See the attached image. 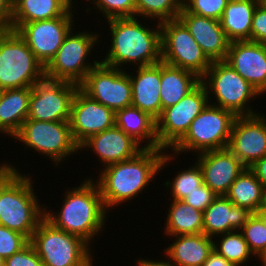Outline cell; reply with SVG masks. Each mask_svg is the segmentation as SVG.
Here are the masks:
<instances>
[{
	"instance_id": "cell-11",
	"label": "cell",
	"mask_w": 266,
	"mask_h": 266,
	"mask_svg": "<svg viewBox=\"0 0 266 266\" xmlns=\"http://www.w3.org/2000/svg\"><path fill=\"white\" fill-rule=\"evenodd\" d=\"M13 137L25 146L48 156L56 166L63 159L79 151L69 121L49 122L27 118Z\"/></svg>"
},
{
	"instance_id": "cell-42",
	"label": "cell",
	"mask_w": 266,
	"mask_h": 266,
	"mask_svg": "<svg viewBox=\"0 0 266 266\" xmlns=\"http://www.w3.org/2000/svg\"><path fill=\"white\" fill-rule=\"evenodd\" d=\"M13 0H0V32L12 30Z\"/></svg>"
},
{
	"instance_id": "cell-9",
	"label": "cell",
	"mask_w": 266,
	"mask_h": 266,
	"mask_svg": "<svg viewBox=\"0 0 266 266\" xmlns=\"http://www.w3.org/2000/svg\"><path fill=\"white\" fill-rule=\"evenodd\" d=\"M71 32L73 30L66 35L55 56L45 66V77L80 85L91 69L101 62L93 60V64L86 63L95 42L99 40V34L88 31H79L77 34Z\"/></svg>"
},
{
	"instance_id": "cell-5",
	"label": "cell",
	"mask_w": 266,
	"mask_h": 266,
	"mask_svg": "<svg viewBox=\"0 0 266 266\" xmlns=\"http://www.w3.org/2000/svg\"><path fill=\"white\" fill-rule=\"evenodd\" d=\"M30 243L44 266H92L89 245L81 238L56 228L45 217Z\"/></svg>"
},
{
	"instance_id": "cell-2",
	"label": "cell",
	"mask_w": 266,
	"mask_h": 266,
	"mask_svg": "<svg viewBox=\"0 0 266 266\" xmlns=\"http://www.w3.org/2000/svg\"><path fill=\"white\" fill-rule=\"evenodd\" d=\"M87 178L80 186L67 190L60 212L45 208L44 217L56 228L84 240L88 245L104 229L106 210L98 184ZM108 211V212H107Z\"/></svg>"
},
{
	"instance_id": "cell-41",
	"label": "cell",
	"mask_w": 266,
	"mask_h": 266,
	"mask_svg": "<svg viewBox=\"0 0 266 266\" xmlns=\"http://www.w3.org/2000/svg\"><path fill=\"white\" fill-rule=\"evenodd\" d=\"M251 41L266 45V9L258 5L251 24Z\"/></svg>"
},
{
	"instance_id": "cell-34",
	"label": "cell",
	"mask_w": 266,
	"mask_h": 266,
	"mask_svg": "<svg viewBox=\"0 0 266 266\" xmlns=\"http://www.w3.org/2000/svg\"><path fill=\"white\" fill-rule=\"evenodd\" d=\"M182 171V172H181ZM173 178L172 184L170 180L166 181L167 188H171L172 200H183L187 194L196 190V187L203 183V174L197 162L187 170H181Z\"/></svg>"
},
{
	"instance_id": "cell-35",
	"label": "cell",
	"mask_w": 266,
	"mask_h": 266,
	"mask_svg": "<svg viewBox=\"0 0 266 266\" xmlns=\"http://www.w3.org/2000/svg\"><path fill=\"white\" fill-rule=\"evenodd\" d=\"M239 231L254 257L260 258L266 251V227L262 221L253 213Z\"/></svg>"
},
{
	"instance_id": "cell-46",
	"label": "cell",
	"mask_w": 266,
	"mask_h": 266,
	"mask_svg": "<svg viewBox=\"0 0 266 266\" xmlns=\"http://www.w3.org/2000/svg\"><path fill=\"white\" fill-rule=\"evenodd\" d=\"M138 266H174L170 261L166 260V262L164 261H153V260H146V259H143V260H138L137 262Z\"/></svg>"
},
{
	"instance_id": "cell-30",
	"label": "cell",
	"mask_w": 266,
	"mask_h": 266,
	"mask_svg": "<svg viewBox=\"0 0 266 266\" xmlns=\"http://www.w3.org/2000/svg\"><path fill=\"white\" fill-rule=\"evenodd\" d=\"M166 217L165 234L178 236L203 233V212L182 200H171Z\"/></svg>"
},
{
	"instance_id": "cell-38",
	"label": "cell",
	"mask_w": 266,
	"mask_h": 266,
	"mask_svg": "<svg viewBox=\"0 0 266 266\" xmlns=\"http://www.w3.org/2000/svg\"><path fill=\"white\" fill-rule=\"evenodd\" d=\"M30 240L23 234L0 225V256L7 259L24 248Z\"/></svg>"
},
{
	"instance_id": "cell-27",
	"label": "cell",
	"mask_w": 266,
	"mask_h": 266,
	"mask_svg": "<svg viewBox=\"0 0 266 266\" xmlns=\"http://www.w3.org/2000/svg\"><path fill=\"white\" fill-rule=\"evenodd\" d=\"M72 0H13L12 23L73 17ZM73 11V12H72Z\"/></svg>"
},
{
	"instance_id": "cell-7",
	"label": "cell",
	"mask_w": 266,
	"mask_h": 266,
	"mask_svg": "<svg viewBox=\"0 0 266 266\" xmlns=\"http://www.w3.org/2000/svg\"><path fill=\"white\" fill-rule=\"evenodd\" d=\"M210 104L191 122L186 134L171 148L172 154L181 155L187 151L200 154L228 147L237 116L229 110Z\"/></svg>"
},
{
	"instance_id": "cell-22",
	"label": "cell",
	"mask_w": 266,
	"mask_h": 266,
	"mask_svg": "<svg viewBox=\"0 0 266 266\" xmlns=\"http://www.w3.org/2000/svg\"><path fill=\"white\" fill-rule=\"evenodd\" d=\"M253 213L234 205L226 196H217L203 212V234L214 237L240 230Z\"/></svg>"
},
{
	"instance_id": "cell-51",
	"label": "cell",
	"mask_w": 266,
	"mask_h": 266,
	"mask_svg": "<svg viewBox=\"0 0 266 266\" xmlns=\"http://www.w3.org/2000/svg\"><path fill=\"white\" fill-rule=\"evenodd\" d=\"M5 259L0 256V266H4Z\"/></svg>"
},
{
	"instance_id": "cell-15",
	"label": "cell",
	"mask_w": 266,
	"mask_h": 266,
	"mask_svg": "<svg viewBox=\"0 0 266 266\" xmlns=\"http://www.w3.org/2000/svg\"><path fill=\"white\" fill-rule=\"evenodd\" d=\"M72 18L74 17H57L29 23H12V30L19 34L36 58L46 66L73 29Z\"/></svg>"
},
{
	"instance_id": "cell-17",
	"label": "cell",
	"mask_w": 266,
	"mask_h": 266,
	"mask_svg": "<svg viewBox=\"0 0 266 266\" xmlns=\"http://www.w3.org/2000/svg\"><path fill=\"white\" fill-rule=\"evenodd\" d=\"M246 168L266 155V117L237 116L227 147Z\"/></svg>"
},
{
	"instance_id": "cell-50",
	"label": "cell",
	"mask_w": 266,
	"mask_h": 266,
	"mask_svg": "<svg viewBox=\"0 0 266 266\" xmlns=\"http://www.w3.org/2000/svg\"><path fill=\"white\" fill-rule=\"evenodd\" d=\"M258 4L266 9V0H258Z\"/></svg>"
},
{
	"instance_id": "cell-14",
	"label": "cell",
	"mask_w": 266,
	"mask_h": 266,
	"mask_svg": "<svg viewBox=\"0 0 266 266\" xmlns=\"http://www.w3.org/2000/svg\"><path fill=\"white\" fill-rule=\"evenodd\" d=\"M79 85L44 77L32 87L28 119L69 121L71 103Z\"/></svg>"
},
{
	"instance_id": "cell-28",
	"label": "cell",
	"mask_w": 266,
	"mask_h": 266,
	"mask_svg": "<svg viewBox=\"0 0 266 266\" xmlns=\"http://www.w3.org/2000/svg\"><path fill=\"white\" fill-rule=\"evenodd\" d=\"M258 0H229L219 22L227 39L251 41V24Z\"/></svg>"
},
{
	"instance_id": "cell-1",
	"label": "cell",
	"mask_w": 266,
	"mask_h": 266,
	"mask_svg": "<svg viewBox=\"0 0 266 266\" xmlns=\"http://www.w3.org/2000/svg\"><path fill=\"white\" fill-rule=\"evenodd\" d=\"M162 150L165 151L162 148H144L131 159L103 166L96 183L107 210L146 190L145 187L163 170L162 167H166L172 157L174 158L172 154Z\"/></svg>"
},
{
	"instance_id": "cell-37",
	"label": "cell",
	"mask_w": 266,
	"mask_h": 266,
	"mask_svg": "<svg viewBox=\"0 0 266 266\" xmlns=\"http://www.w3.org/2000/svg\"><path fill=\"white\" fill-rule=\"evenodd\" d=\"M229 0H182V6L190 13L220 20Z\"/></svg>"
},
{
	"instance_id": "cell-13",
	"label": "cell",
	"mask_w": 266,
	"mask_h": 266,
	"mask_svg": "<svg viewBox=\"0 0 266 266\" xmlns=\"http://www.w3.org/2000/svg\"><path fill=\"white\" fill-rule=\"evenodd\" d=\"M79 88L90 98L114 112L132 104L129 73L101 62L91 69Z\"/></svg>"
},
{
	"instance_id": "cell-39",
	"label": "cell",
	"mask_w": 266,
	"mask_h": 266,
	"mask_svg": "<svg viewBox=\"0 0 266 266\" xmlns=\"http://www.w3.org/2000/svg\"><path fill=\"white\" fill-rule=\"evenodd\" d=\"M4 266H44L34 247L29 242L20 251L5 259Z\"/></svg>"
},
{
	"instance_id": "cell-25",
	"label": "cell",
	"mask_w": 266,
	"mask_h": 266,
	"mask_svg": "<svg viewBox=\"0 0 266 266\" xmlns=\"http://www.w3.org/2000/svg\"><path fill=\"white\" fill-rule=\"evenodd\" d=\"M32 87L4 89L0 94V133L13 137L27 119Z\"/></svg>"
},
{
	"instance_id": "cell-4",
	"label": "cell",
	"mask_w": 266,
	"mask_h": 266,
	"mask_svg": "<svg viewBox=\"0 0 266 266\" xmlns=\"http://www.w3.org/2000/svg\"><path fill=\"white\" fill-rule=\"evenodd\" d=\"M31 178L19 173L0 194V225L25 235L29 240L45 213Z\"/></svg>"
},
{
	"instance_id": "cell-36",
	"label": "cell",
	"mask_w": 266,
	"mask_h": 266,
	"mask_svg": "<svg viewBox=\"0 0 266 266\" xmlns=\"http://www.w3.org/2000/svg\"><path fill=\"white\" fill-rule=\"evenodd\" d=\"M91 1V2H90ZM89 0L105 15V19L136 17L135 0Z\"/></svg>"
},
{
	"instance_id": "cell-19",
	"label": "cell",
	"mask_w": 266,
	"mask_h": 266,
	"mask_svg": "<svg viewBox=\"0 0 266 266\" xmlns=\"http://www.w3.org/2000/svg\"><path fill=\"white\" fill-rule=\"evenodd\" d=\"M197 155L196 162L201 168L203 183L218 196H225L232 183L246 168L228 148Z\"/></svg>"
},
{
	"instance_id": "cell-23",
	"label": "cell",
	"mask_w": 266,
	"mask_h": 266,
	"mask_svg": "<svg viewBox=\"0 0 266 266\" xmlns=\"http://www.w3.org/2000/svg\"><path fill=\"white\" fill-rule=\"evenodd\" d=\"M136 75H131L132 106L139 108L157 119L162 112L160 99L161 62L136 67Z\"/></svg>"
},
{
	"instance_id": "cell-18",
	"label": "cell",
	"mask_w": 266,
	"mask_h": 266,
	"mask_svg": "<svg viewBox=\"0 0 266 266\" xmlns=\"http://www.w3.org/2000/svg\"><path fill=\"white\" fill-rule=\"evenodd\" d=\"M225 62L259 94H266V45L250 40L230 42Z\"/></svg>"
},
{
	"instance_id": "cell-12",
	"label": "cell",
	"mask_w": 266,
	"mask_h": 266,
	"mask_svg": "<svg viewBox=\"0 0 266 266\" xmlns=\"http://www.w3.org/2000/svg\"><path fill=\"white\" fill-rule=\"evenodd\" d=\"M210 93L200 82L175 105L162 110L156 119L158 144L162 149H171L188 131L191 122L210 103Z\"/></svg>"
},
{
	"instance_id": "cell-48",
	"label": "cell",
	"mask_w": 266,
	"mask_h": 266,
	"mask_svg": "<svg viewBox=\"0 0 266 266\" xmlns=\"http://www.w3.org/2000/svg\"><path fill=\"white\" fill-rule=\"evenodd\" d=\"M260 209L266 210V188L263 189L262 204Z\"/></svg>"
},
{
	"instance_id": "cell-26",
	"label": "cell",
	"mask_w": 266,
	"mask_h": 266,
	"mask_svg": "<svg viewBox=\"0 0 266 266\" xmlns=\"http://www.w3.org/2000/svg\"><path fill=\"white\" fill-rule=\"evenodd\" d=\"M115 126L132 137L143 148L158 149L156 119L135 106H127L115 112ZM145 140L149 142L142 145Z\"/></svg>"
},
{
	"instance_id": "cell-49",
	"label": "cell",
	"mask_w": 266,
	"mask_h": 266,
	"mask_svg": "<svg viewBox=\"0 0 266 266\" xmlns=\"http://www.w3.org/2000/svg\"><path fill=\"white\" fill-rule=\"evenodd\" d=\"M259 260L263 264L262 266H266V251L261 255V257L259 258Z\"/></svg>"
},
{
	"instance_id": "cell-6",
	"label": "cell",
	"mask_w": 266,
	"mask_h": 266,
	"mask_svg": "<svg viewBox=\"0 0 266 266\" xmlns=\"http://www.w3.org/2000/svg\"><path fill=\"white\" fill-rule=\"evenodd\" d=\"M45 77V66L14 31L0 32V89L33 87Z\"/></svg>"
},
{
	"instance_id": "cell-3",
	"label": "cell",
	"mask_w": 266,
	"mask_h": 266,
	"mask_svg": "<svg viewBox=\"0 0 266 266\" xmlns=\"http://www.w3.org/2000/svg\"><path fill=\"white\" fill-rule=\"evenodd\" d=\"M107 22L112 44L101 63L122 69L125 63H136V67H142L161 62V28L158 21L156 29L152 30L135 17L113 18Z\"/></svg>"
},
{
	"instance_id": "cell-40",
	"label": "cell",
	"mask_w": 266,
	"mask_h": 266,
	"mask_svg": "<svg viewBox=\"0 0 266 266\" xmlns=\"http://www.w3.org/2000/svg\"><path fill=\"white\" fill-rule=\"evenodd\" d=\"M217 196L218 195H216L208 186L202 183L200 186L196 187L195 191L187 194L182 201L193 208L204 212Z\"/></svg>"
},
{
	"instance_id": "cell-21",
	"label": "cell",
	"mask_w": 266,
	"mask_h": 266,
	"mask_svg": "<svg viewBox=\"0 0 266 266\" xmlns=\"http://www.w3.org/2000/svg\"><path fill=\"white\" fill-rule=\"evenodd\" d=\"M87 148L97 154L104 166L131 159L144 149L116 126L90 136L79 146L80 151Z\"/></svg>"
},
{
	"instance_id": "cell-31",
	"label": "cell",
	"mask_w": 266,
	"mask_h": 266,
	"mask_svg": "<svg viewBox=\"0 0 266 266\" xmlns=\"http://www.w3.org/2000/svg\"><path fill=\"white\" fill-rule=\"evenodd\" d=\"M225 196L234 205L256 213L262 204L263 187L255 174L249 168H245Z\"/></svg>"
},
{
	"instance_id": "cell-32",
	"label": "cell",
	"mask_w": 266,
	"mask_h": 266,
	"mask_svg": "<svg viewBox=\"0 0 266 266\" xmlns=\"http://www.w3.org/2000/svg\"><path fill=\"white\" fill-rule=\"evenodd\" d=\"M222 235V236H221ZM222 238L219 244L213 241V250L235 266H242L254 255L239 230L217 235ZM219 246V247H218Z\"/></svg>"
},
{
	"instance_id": "cell-24",
	"label": "cell",
	"mask_w": 266,
	"mask_h": 266,
	"mask_svg": "<svg viewBox=\"0 0 266 266\" xmlns=\"http://www.w3.org/2000/svg\"><path fill=\"white\" fill-rule=\"evenodd\" d=\"M176 240L164 255L174 266H202L213 251V239L205 234L171 236Z\"/></svg>"
},
{
	"instance_id": "cell-10",
	"label": "cell",
	"mask_w": 266,
	"mask_h": 266,
	"mask_svg": "<svg viewBox=\"0 0 266 266\" xmlns=\"http://www.w3.org/2000/svg\"><path fill=\"white\" fill-rule=\"evenodd\" d=\"M161 61L185 69L202 78L211 65L201 47L179 19L160 23Z\"/></svg>"
},
{
	"instance_id": "cell-47",
	"label": "cell",
	"mask_w": 266,
	"mask_h": 266,
	"mask_svg": "<svg viewBox=\"0 0 266 266\" xmlns=\"http://www.w3.org/2000/svg\"><path fill=\"white\" fill-rule=\"evenodd\" d=\"M254 214L262 221L264 227H266V210L259 209Z\"/></svg>"
},
{
	"instance_id": "cell-16",
	"label": "cell",
	"mask_w": 266,
	"mask_h": 266,
	"mask_svg": "<svg viewBox=\"0 0 266 266\" xmlns=\"http://www.w3.org/2000/svg\"><path fill=\"white\" fill-rule=\"evenodd\" d=\"M69 123L73 139L80 146L90 136L115 126V112L78 88L71 103Z\"/></svg>"
},
{
	"instance_id": "cell-45",
	"label": "cell",
	"mask_w": 266,
	"mask_h": 266,
	"mask_svg": "<svg viewBox=\"0 0 266 266\" xmlns=\"http://www.w3.org/2000/svg\"><path fill=\"white\" fill-rule=\"evenodd\" d=\"M202 266H235L232 262L227 261L222 255L213 250L208 259Z\"/></svg>"
},
{
	"instance_id": "cell-8",
	"label": "cell",
	"mask_w": 266,
	"mask_h": 266,
	"mask_svg": "<svg viewBox=\"0 0 266 266\" xmlns=\"http://www.w3.org/2000/svg\"><path fill=\"white\" fill-rule=\"evenodd\" d=\"M201 82L208 93L212 91L215 95L213 97L216 98L217 104L212 105L229 110L236 116L258 114L248 102L260 94L227 62L213 61Z\"/></svg>"
},
{
	"instance_id": "cell-20",
	"label": "cell",
	"mask_w": 266,
	"mask_h": 266,
	"mask_svg": "<svg viewBox=\"0 0 266 266\" xmlns=\"http://www.w3.org/2000/svg\"><path fill=\"white\" fill-rule=\"evenodd\" d=\"M178 18L185 24L191 36L211 62L225 61L230 41L218 20L195 15L183 6Z\"/></svg>"
},
{
	"instance_id": "cell-29",
	"label": "cell",
	"mask_w": 266,
	"mask_h": 266,
	"mask_svg": "<svg viewBox=\"0 0 266 266\" xmlns=\"http://www.w3.org/2000/svg\"><path fill=\"white\" fill-rule=\"evenodd\" d=\"M200 82L201 78L193 72L161 61L160 99L162 110L175 105Z\"/></svg>"
},
{
	"instance_id": "cell-33",
	"label": "cell",
	"mask_w": 266,
	"mask_h": 266,
	"mask_svg": "<svg viewBox=\"0 0 266 266\" xmlns=\"http://www.w3.org/2000/svg\"><path fill=\"white\" fill-rule=\"evenodd\" d=\"M136 15L149 19H158L159 23L177 19L182 7V0H135Z\"/></svg>"
},
{
	"instance_id": "cell-43",
	"label": "cell",
	"mask_w": 266,
	"mask_h": 266,
	"mask_svg": "<svg viewBox=\"0 0 266 266\" xmlns=\"http://www.w3.org/2000/svg\"><path fill=\"white\" fill-rule=\"evenodd\" d=\"M0 165V194L3 189L20 173L15 166L3 162Z\"/></svg>"
},
{
	"instance_id": "cell-44",
	"label": "cell",
	"mask_w": 266,
	"mask_h": 266,
	"mask_svg": "<svg viewBox=\"0 0 266 266\" xmlns=\"http://www.w3.org/2000/svg\"><path fill=\"white\" fill-rule=\"evenodd\" d=\"M249 169L255 174L263 189L266 188V155L256 161Z\"/></svg>"
}]
</instances>
